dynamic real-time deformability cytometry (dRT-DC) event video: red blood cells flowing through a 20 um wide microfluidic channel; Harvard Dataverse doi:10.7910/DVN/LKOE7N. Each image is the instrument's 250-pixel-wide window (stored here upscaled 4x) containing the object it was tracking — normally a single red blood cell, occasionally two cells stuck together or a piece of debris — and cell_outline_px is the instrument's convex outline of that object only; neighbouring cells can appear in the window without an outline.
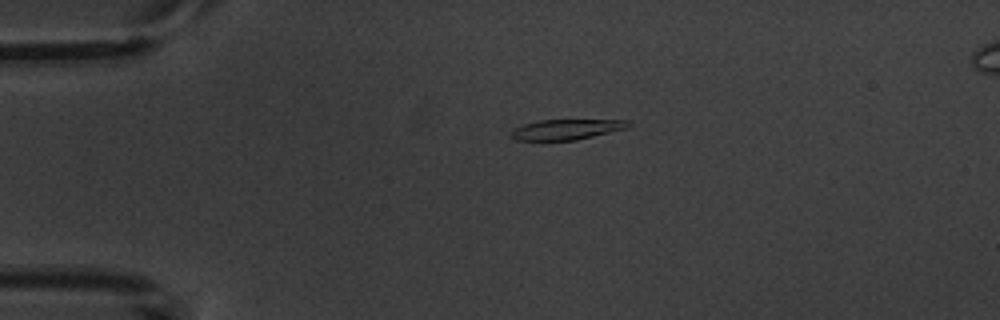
{"species": "common noctule bat (a hibernating species)", "species_latin": "Nyctalus noctula", "temperature_condition": "warm", "stored_images_in_passage": 5, "camera_frame_rate_fps": 3000, "um_per_image_px": 0.085, "animal": {"sex": "male", "body_mass_g": 20.1, "forearm_length_mm": 53.5}, "frame": {"image": 1, "passage_image": 3, "time_ms": 3.333, "image_size_px": [1000, 320], "cell_outline_px": [[632, 124], [628, 128], [576, 140], [516, 140], [508, 136], [508, 132], [512, 128], [524, 124], [540, 120], [628, 120]], "centroid_in_image_um": [48.1, 11.0], "position_along_channel_um": 36.9, "area_um2": 14.05}}
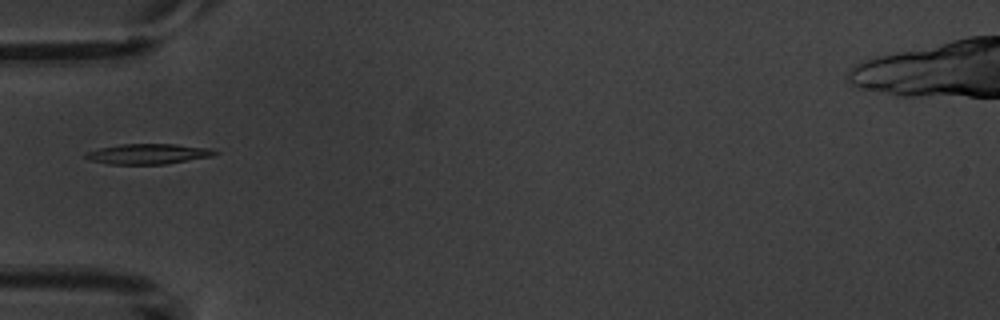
{"frame": {"image": 2, "passage_image": 5, "time_ms": 5.333, "image_size_px": [1000, 320], "cell_outline_px": [[220, 152], [212, 156], [164, 164], [108, 164], [92, 160], [84, 156], [84, 152], [100, 148], [120, 144], [176, 144], [212, 148]], "centroid_in_image_um": [12.61, 13.07], "position_along_channel_um": 72.4, "area_um2": 15.26}}